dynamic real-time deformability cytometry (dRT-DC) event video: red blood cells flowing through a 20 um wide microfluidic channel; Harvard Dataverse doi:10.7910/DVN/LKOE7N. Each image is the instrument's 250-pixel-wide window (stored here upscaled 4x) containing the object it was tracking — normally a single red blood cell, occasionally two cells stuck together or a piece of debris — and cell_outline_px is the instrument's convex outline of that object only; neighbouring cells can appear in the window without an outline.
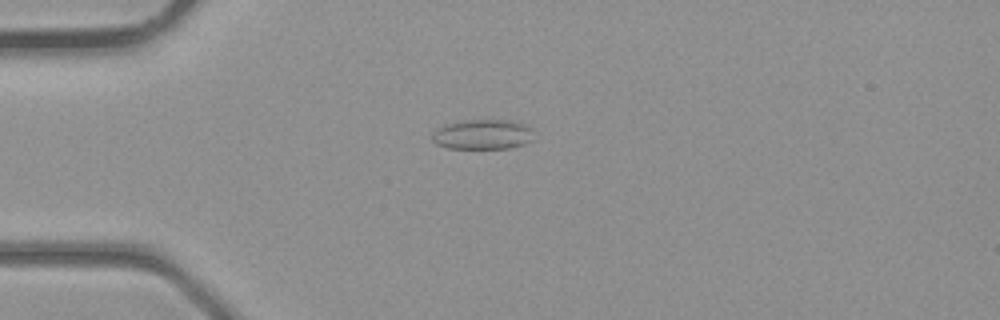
{"species": "common noctule bat (a hibernating species)", "species_latin": "Nyctalus noctula", "temperature_condition": "room temperature", "stored_images_in_passage": 30, "camera_frame_rate_fps": 3000, "um_per_image_px": 0.085, "animal": {"sex": "male", "body_mass_g": 23.1, "forearm_length_mm": 52.7}, "frame": {"image": 1, "passage_image": 1, "time_ms": 0.0, "image_size_px": [1000, 320], "cell_outline_px": [[532, 140], [524, 144], [508, 148], [448, 148], [436, 144], [432, 140], [432, 132], [436, 128], [444, 124], [468, 120], [512, 120], [524, 124], [528, 128]], "centroid_in_image_um": [40.95, 11.42], "position_along_channel_um": 44.0, "area_um2": 17.57}}
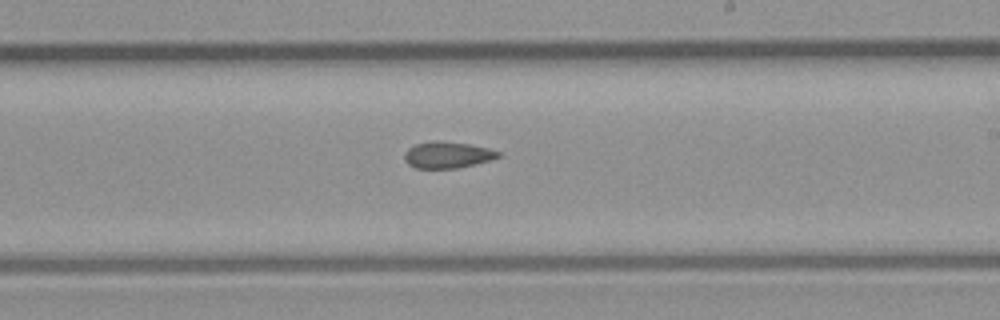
{"frame": {"image": 2, "passage_image": 14, "time_ms": 4.333, "image_size_px": [1000, 320], "cell_outline_px": [[500, 156], [488, 160], [456, 168], [416, 168], [408, 164], [404, 160], [404, 152], [408, 148], [416, 144], [436, 140], [468, 144], [488, 148], [500, 152]], "centroid_in_image_um": [37.98, 13.16], "position_along_channel_um": 251.0, "area_um2": 14.22}}
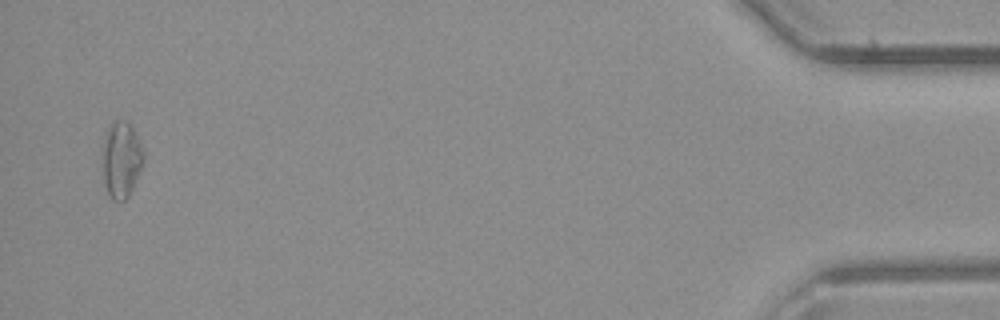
{"frame": {"image": 3, "passage_image": 29, "time_ms": 9.333, "image_size_px": [1000, 320], "cell_outline_px": [[144, 164], [128, 196], [124, 200], [112, 200], [108, 196], [104, 180], [104, 132], [108, 124], [112, 120], [128, 120], [144, 152]], "centroid_in_image_um": [10.32, 13.53], "position_along_channel_um": 424.9, "area_um2": 18.21}}